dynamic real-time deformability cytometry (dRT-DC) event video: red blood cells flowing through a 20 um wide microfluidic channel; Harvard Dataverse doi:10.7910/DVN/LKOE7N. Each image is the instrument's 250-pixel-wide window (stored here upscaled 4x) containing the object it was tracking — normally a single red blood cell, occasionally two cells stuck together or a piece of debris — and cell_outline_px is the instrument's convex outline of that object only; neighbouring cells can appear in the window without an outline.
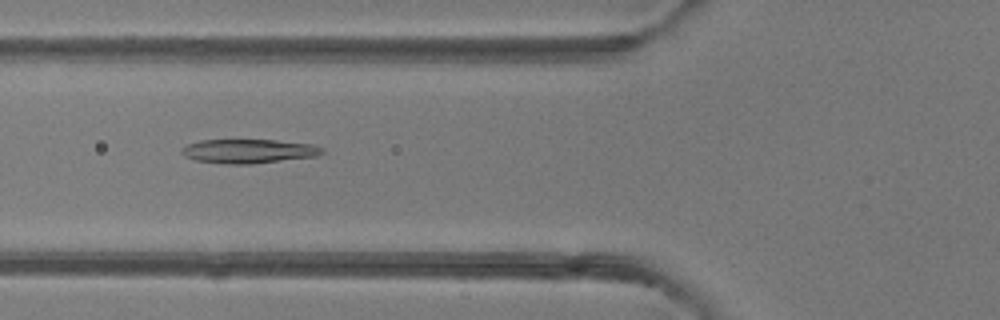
{"species": "common noctule bat (a hibernating species)", "species_latin": "Nyctalus noctula", "temperature_condition": "room temperature", "stored_images_in_passage": 7, "camera_frame_rate_fps": 3000, "um_per_image_px": 0.085, "animal": {"sex": "female"}, "frame": {"image": 1, "passage_image": 6, "time_ms": 5.667, "image_size_px": [1000, 320], "cell_outline_px": [[324, 152], [316, 156], [252, 164], [228, 164], [196, 160], [184, 156], [180, 152], [180, 148], [188, 144], [200, 140], [276, 140], [312, 144], [324, 148]], "centroid_in_image_um": [21.12, 12.84], "position_along_channel_um": 104.7, "area_um2": 19.71}}
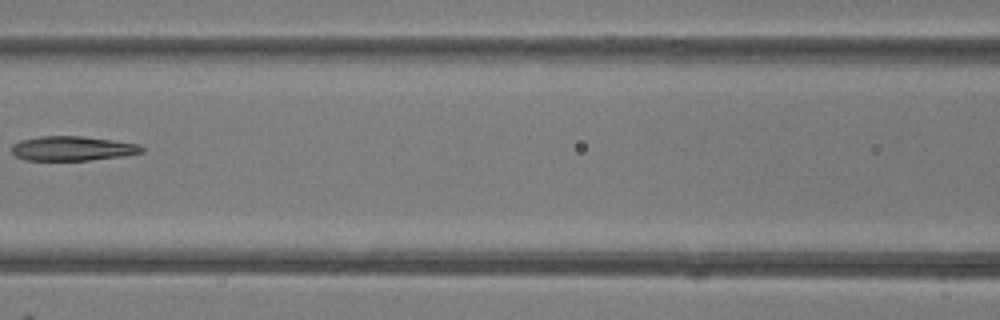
{"frame": {"image": 2, "passage_image": 7, "time_ms": 7.0, "image_size_px": [1000, 320], "cell_outline_px": [[144, 152], [124, 156], [88, 160], [24, 160], [16, 156], [12, 152], [12, 144], [20, 140], [40, 136], [80, 136], [112, 140], [140, 144], [144, 148]], "centroid_in_image_um": [6.16, 12.62], "position_along_channel_um": 160.4, "area_um2": 18.61}}